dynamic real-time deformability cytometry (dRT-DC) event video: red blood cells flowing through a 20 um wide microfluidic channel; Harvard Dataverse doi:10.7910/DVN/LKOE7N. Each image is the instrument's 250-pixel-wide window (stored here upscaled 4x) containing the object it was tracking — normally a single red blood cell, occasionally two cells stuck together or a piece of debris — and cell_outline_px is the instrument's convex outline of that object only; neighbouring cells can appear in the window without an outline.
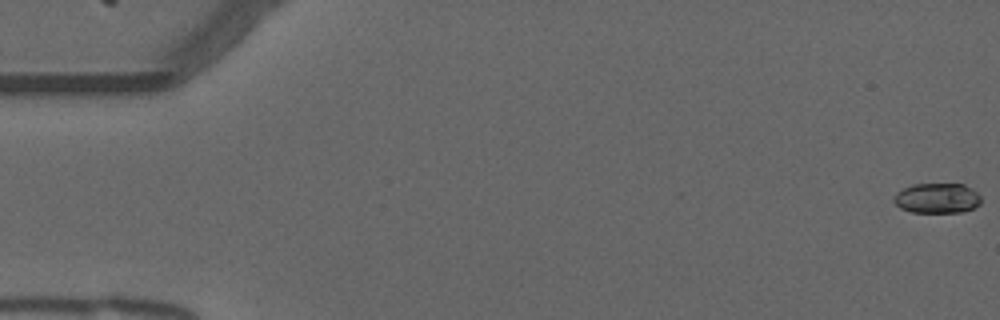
{"species": "common noctule bat (a hibernating species)", "species_latin": "Nyctalus noctula", "temperature_condition": "warm", "stored_images_in_passage": 53, "camera_frame_rate_fps": 3000, "um_per_image_px": 0.085, "animal": {"sex": "male", "forearm_length_mm": 52.5}, "frame": {"image": 1, "passage_image": 1, "time_ms": 0.0, "image_size_px": [1000, 320], "cell_outline_px": [[980, 204], [964, 212], [912, 212], [900, 208], [892, 200], [892, 196], [896, 192], [912, 184], [964, 184], [972, 188], [980, 196]], "centroid_in_image_um": [79.63, 16.84], "position_along_channel_um": 5.4, "area_um2": 15.37}}
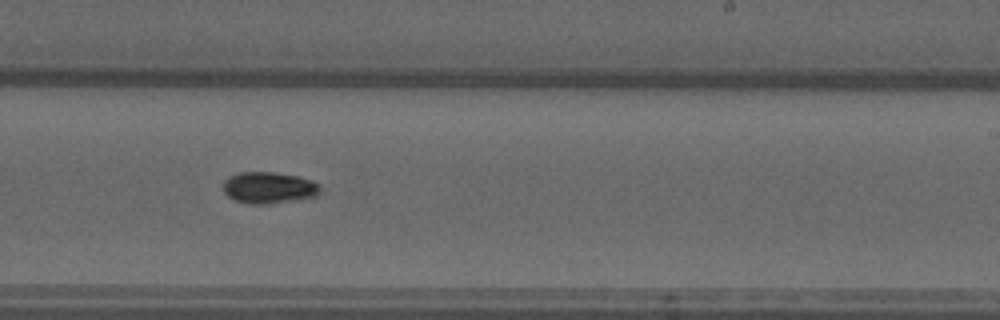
{"frame": {"image": 2, "passage_image": 34, "time_ms": 11.0, "image_size_px": [1000, 320], "cell_outline_px": [[320, 192], [316, 196], [268, 204], [248, 204], [232, 200], [224, 192], [224, 180], [228, 176], [240, 172], [276, 172], [300, 176], [312, 180], [320, 184]], "centroid_in_image_um": [22.84, 15.94], "position_along_channel_um": 266.2, "area_um2": 18.03}}
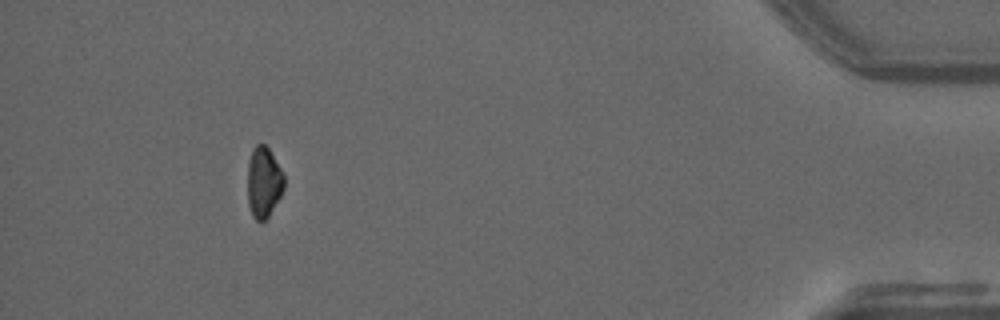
{"frame": {"image": 3, "passage_image": 51, "time_ms": 16.667, "image_size_px": [1000, 320], "cell_outline_px": [[284, 188], [280, 196], [268, 216], [264, 220], [256, 220], [252, 216], [248, 204], [248, 160], [252, 148], [256, 144], [264, 144], [268, 148], [280, 168], [284, 176]], "centroid_in_image_um": [22.39, 15.47], "position_along_channel_um": 412.8, "area_um2": 14.91}}